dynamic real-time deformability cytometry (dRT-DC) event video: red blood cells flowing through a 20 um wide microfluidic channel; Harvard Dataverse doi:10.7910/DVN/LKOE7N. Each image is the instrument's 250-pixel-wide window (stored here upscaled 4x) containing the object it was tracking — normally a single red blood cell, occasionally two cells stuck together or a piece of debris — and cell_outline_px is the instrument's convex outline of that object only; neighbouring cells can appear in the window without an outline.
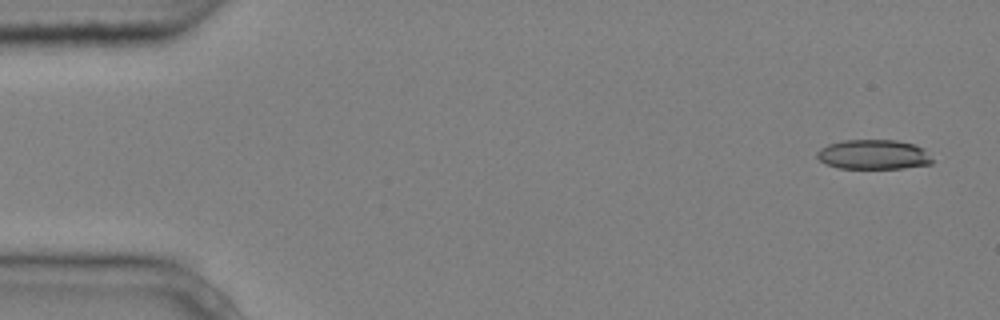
{"species": "common noctule bat (a hibernating species)", "species_latin": "Nyctalus noctula", "temperature_condition": "cold", "stored_images_in_passage": 4, "camera_frame_rate_fps": 3000, "um_per_image_px": 0.085, "animal": {"sex": "male", "body_mass_g": 20.4}, "frame": {"image": 1, "passage_image": 1, "time_ms": 0.0, "image_size_px": [1000, 320], "cell_outline_px": [[932, 164], [904, 168], [836, 168], [824, 164], [816, 156], [816, 152], [820, 148], [828, 144], [844, 140], [896, 140], [916, 144], [924, 148], [932, 160]], "centroid_in_image_um": [74.23, 13.13], "position_along_channel_um": 10.8, "area_um2": 20.11}}